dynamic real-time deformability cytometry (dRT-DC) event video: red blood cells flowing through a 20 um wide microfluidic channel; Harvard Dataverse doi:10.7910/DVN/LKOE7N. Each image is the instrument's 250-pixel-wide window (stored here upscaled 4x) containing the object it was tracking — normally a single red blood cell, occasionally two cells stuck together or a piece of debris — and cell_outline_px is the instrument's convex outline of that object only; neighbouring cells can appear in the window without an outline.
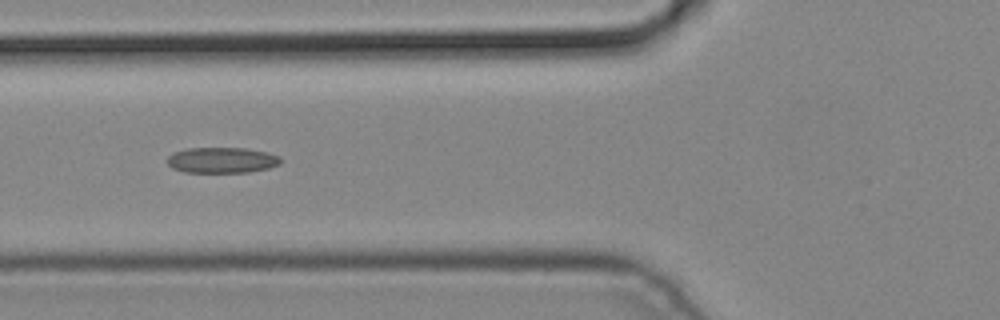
{"species": "common noctule bat (a hibernating species)", "species_latin": "Nyctalus noctula", "temperature_condition": "cold", "stored_images_in_passage": 6, "camera_frame_rate_fps": 3000, "um_per_image_px": 0.085, "animal": {"sex": "male", "body_mass_g": 19.2, "forearm_length_mm": 51.8}, "frame": {"image": 1, "passage_image": 6, "time_ms": 1.667, "image_size_px": [1000, 320], "cell_outline_px": [[280, 164], [268, 168], [248, 172], [184, 172], [172, 168], [168, 164], [168, 156], [172, 152], [188, 148], [244, 148], [268, 152], [280, 156]], "centroid_in_image_um": [18.85, 13.61], "position_along_channel_um": 107.0, "area_um2": 16.99}}